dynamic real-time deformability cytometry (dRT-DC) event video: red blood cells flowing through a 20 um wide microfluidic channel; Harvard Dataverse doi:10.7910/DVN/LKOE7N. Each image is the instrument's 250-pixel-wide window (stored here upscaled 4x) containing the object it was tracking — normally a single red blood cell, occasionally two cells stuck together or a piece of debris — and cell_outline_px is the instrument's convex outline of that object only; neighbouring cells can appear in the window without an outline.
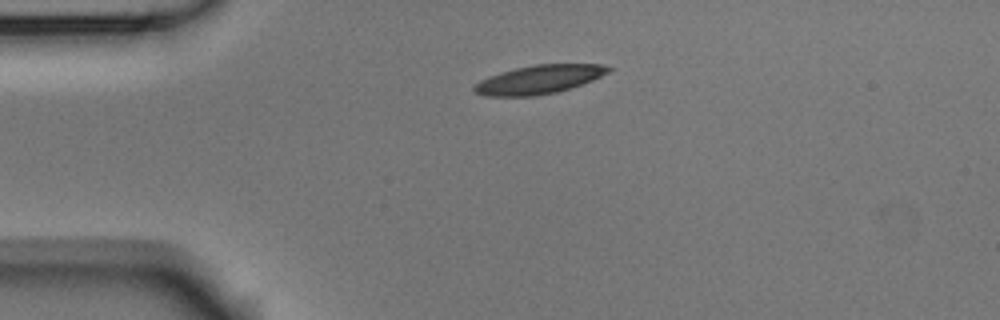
{"species": "Egyptian fruit bat (a non-hibernating species)", "species_latin": "Rousettus aegyptiacus", "temperature_condition": "room temperature", "stored_images_in_passage": 4, "segment_of_instrument_passage": [1, 2], "camera_frame_rate_fps": 3000, "um_per_image_px": 0.085, "animal": {"sex": "male"}, "frame": {"image": 1, "passage_image": 2, "time_ms": 0.333, "image_size_px": [1000, 320], "cell_outline_px": [[612, 68], [608, 72], [592, 80], [556, 92], [532, 96], [484, 96], [476, 92], [472, 88], [480, 80], [488, 76], [500, 72], [532, 64], [600, 64]], "centroid_in_image_um": [45.77, 6.75], "position_along_channel_um": 39.2, "area_um2": 22.14}}